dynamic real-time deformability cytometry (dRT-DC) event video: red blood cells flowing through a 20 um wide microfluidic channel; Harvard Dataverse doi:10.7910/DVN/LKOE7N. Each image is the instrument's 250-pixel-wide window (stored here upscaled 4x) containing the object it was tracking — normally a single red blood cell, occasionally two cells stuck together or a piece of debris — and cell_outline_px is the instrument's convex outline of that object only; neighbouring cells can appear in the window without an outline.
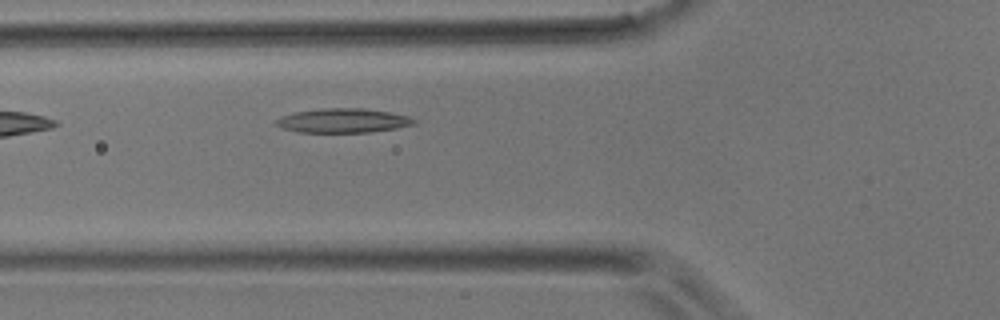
{"species": "common noctule bat (a hibernating species)", "species_latin": "Nyctalus noctula", "temperature_condition": "room temperature", "stored_images_in_passage": 3, "camera_frame_rate_fps": 3000, "um_per_image_px": 0.085, "animal": {"sex": "male", "body_mass_g": 17.9}, "frame": {"image": 1, "passage_image": 3, "time_ms": 0.667, "image_size_px": [1000, 320], "cell_outline_px": [[416, 124], [396, 128], [372, 132], [300, 132], [284, 128], [276, 124], [272, 120], [280, 116], [296, 112], [320, 108], [364, 108], [392, 112], [408, 116], [416, 120]], "centroid_in_image_um": [29.17, 10.24], "position_along_channel_um": 96.6, "area_um2": 19.59}}